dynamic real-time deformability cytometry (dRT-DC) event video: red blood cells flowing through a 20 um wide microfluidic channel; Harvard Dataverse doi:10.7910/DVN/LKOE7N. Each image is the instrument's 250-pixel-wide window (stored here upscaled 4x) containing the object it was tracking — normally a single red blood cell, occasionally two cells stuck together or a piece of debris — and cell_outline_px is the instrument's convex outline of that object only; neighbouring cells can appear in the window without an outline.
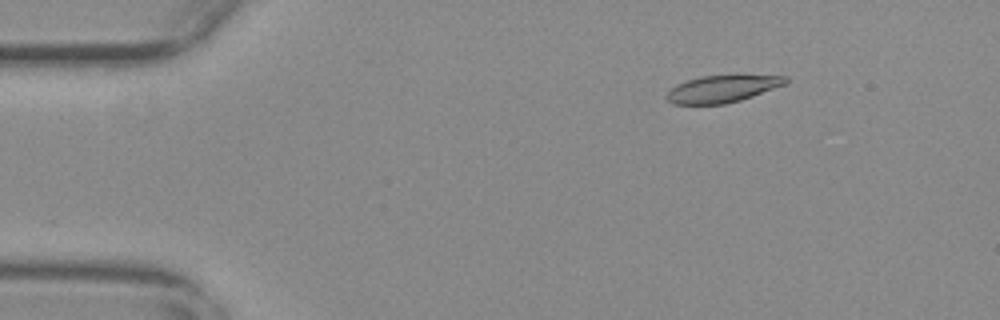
{"species": "common noctule bat (a hibernating species)", "species_latin": "Nyctalus noctula", "temperature_condition": "warm", "stored_images_in_passage": 55, "camera_frame_rate_fps": 3000, "um_per_image_px": 0.085, "animal": {"sex": "female", "body_mass_g": 29.2, "forearm_length_mm": 56.3}, "frame": {"image": 1, "passage_image": 8, "time_ms": 2.333, "image_size_px": [1000, 320], "cell_outline_px": [[788, 80], [784, 84], [752, 96], [740, 100], [724, 104], [672, 104], [664, 96], [676, 84], [700, 76], [736, 72], [788, 76]], "centroid_in_image_um": [61.44, 7.49], "position_along_channel_um": 23.6, "area_um2": 19.59}}
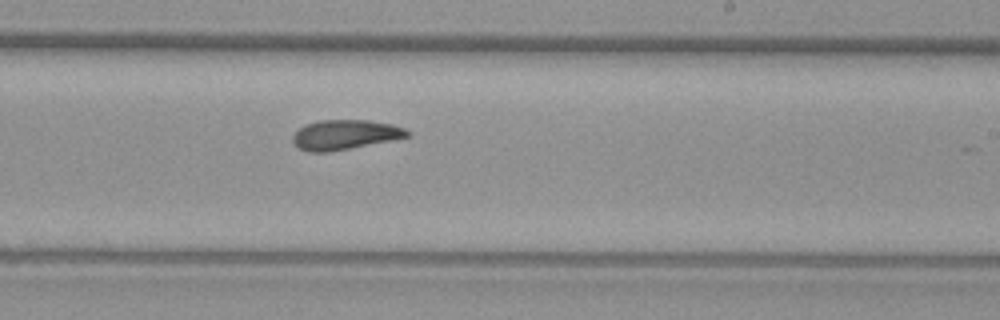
{"frame": {"image": 2, "passage_image": 33, "time_ms": 10.667, "image_size_px": [1000, 320], "cell_outline_px": [[412, 132], [408, 136], [392, 140], [328, 152], [308, 152], [300, 148], [292, 140], [292, 136], [304, 124], [320, 120], [368, 120], [392, 124], [404, 128]], "centroid_in_image_um": [29.32, 11.44], "position_along_channel_um": 259.7, "area_um2": 19.71}}
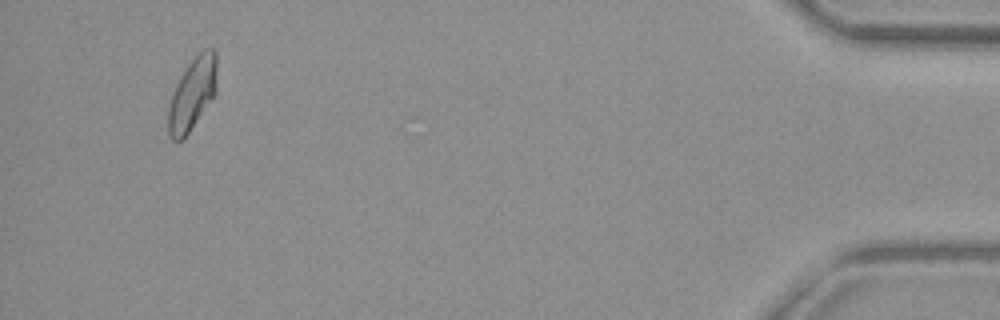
{"frame": {"image": 3, "passage_image": 52, "time_ms": 17.0, "image_size_px": [1000, 320], "cell_outline_px": [[216, 92], [188, 132], [180, 140], [172, 140], [168, 136], [168, 108], [172, 92], [176, 84], [188, 64], [204, 48], [212, 48], [216, 52]], "centroid_in_image_um": [16.33, 7.96], "position_along_channel_um": 418.9, "area_um2": 20.06}, "authors_computed_cell_mechanics": {"area_um2": 19.9988, "velocity_mm_per_s": 3.7839, "shape_relaxation_time_tau1_ms": null, "shape_relaxation_time_tau2_ms": 3.5305, "deformation_change_tau1": null, "deformation_change_tau2": 0.1022}}